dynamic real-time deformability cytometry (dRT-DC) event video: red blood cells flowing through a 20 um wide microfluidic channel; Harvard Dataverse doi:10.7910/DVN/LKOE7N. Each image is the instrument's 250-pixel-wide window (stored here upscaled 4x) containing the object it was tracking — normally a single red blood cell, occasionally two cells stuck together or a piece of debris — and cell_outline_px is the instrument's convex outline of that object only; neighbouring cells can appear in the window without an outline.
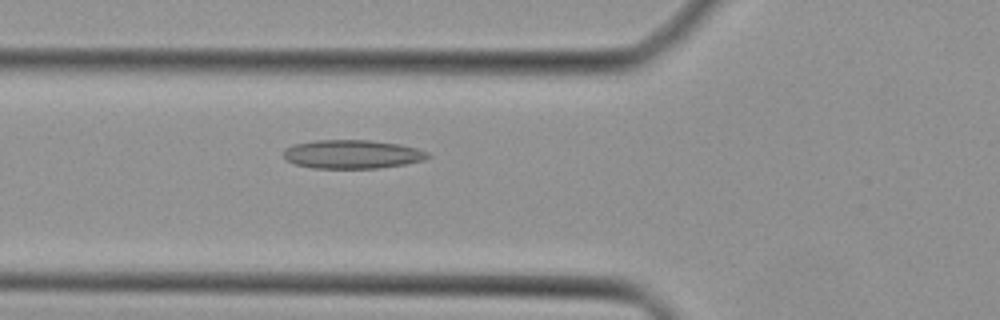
{"species": "Egyptian fruit bat (a non-hibernating species)", "species_latin": "Rousettus aegyptiacus", "temperature_condition": "cold", "stored_images_in_passage": 32, "camera_frame_rate_fps": 3000, "um_per_image_px": 0.085, "animal": {"sex": "female"}, "frame": {"image": 1, "passage_image": 4, "time_ms": 1.0, "image_size_px": [1000, 320], "cell_outline_px": [[432, 156], [424, 160], [404, 164], [380, 168], [312, 168], [296, 164], [288, 160], [284, 156], [284, 148], [292, 144], [316, 140], [372, 140], [400, 144], [416, 148], [428, 152]], "centroid_in_image_um": [29.96, 13.1], "position_along_channel_um": 95.8, "area_um2": 24.22}}
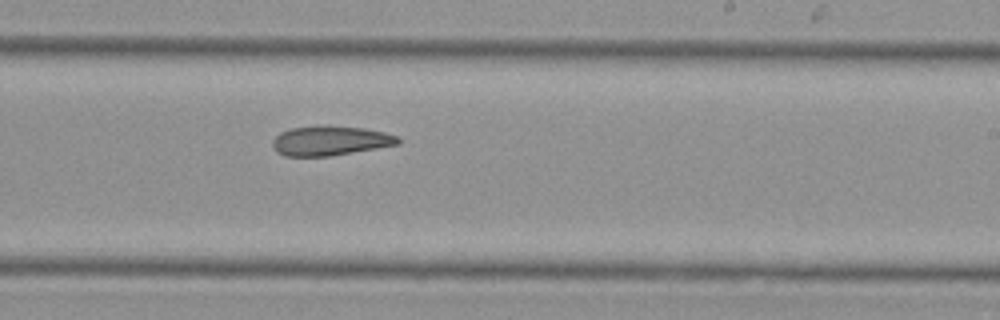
{"frame": {"image": 2, "passage_image": 15, "time_ms": 4.667, "image_size_px": [1000, 320], "cell_outline_px": [[400, 144], [328, 156], [284, 156], [276, 152], [272, 144], [272, 140], [280, 132], [292, 128], [324, 124], [364, 128], [384, 132], [396, 136], [400, 140]], "centroid_in_image_um": [28.03, 11.94], "position_along_channel_um": 261.0, "area_um2": 21.73}}
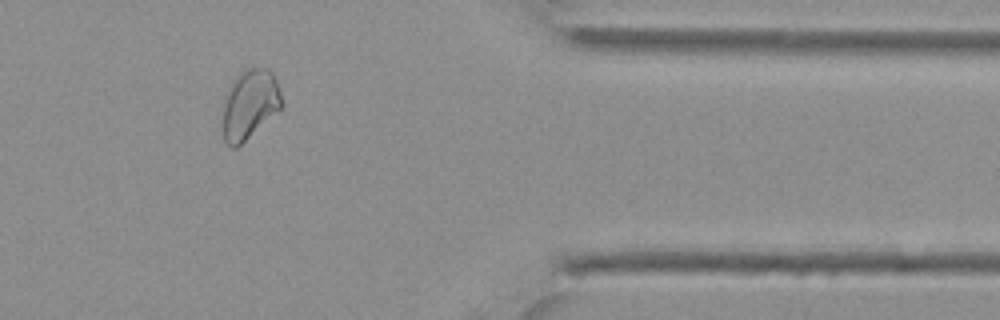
{"frame": {"image": 3, "passage_image": 25, "time_ms": 8.0, "image_size_px": [1000, 320], "cell_outline_px": [[284, 104], [280, 108], [236, 148], [232, 148], [224, 140], [224, 96], [232, 80], [240, 72], [248, 68], [268, 68], [272, 72], [276, 80]], "centroid_in_image_um": [21.22, 8.82], "position_along_channel_um": 390.2, "area_um2": 23.47}}